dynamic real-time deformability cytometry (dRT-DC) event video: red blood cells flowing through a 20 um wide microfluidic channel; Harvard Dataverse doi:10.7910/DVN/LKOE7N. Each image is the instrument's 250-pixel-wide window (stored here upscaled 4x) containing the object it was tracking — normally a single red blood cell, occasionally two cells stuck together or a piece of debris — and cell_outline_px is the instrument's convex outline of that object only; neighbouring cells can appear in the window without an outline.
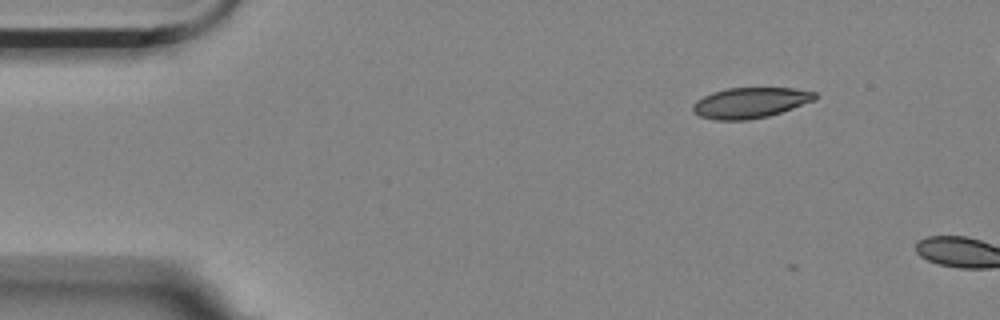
{"species": "Egyptian fruit bat (a non-hibernating species)", "species_latin": "Rousettus aegyptiacus", "temperature_condition": "room temperature", "stored_images_in_passage": 5, "camera_frame_rate_fps": 3000, "um_per_image_px": 0.085, "animal": {"sex": "female"}, "frame": {"image": 1, "passage_image": 3, "time_ms": 0.667, "image_size_px": [1000, 320], "cell_outline_px": [[816, 100], [768, 116], [748, 120], [716, 120], [700, 116], [692, 112], [692, 104], [696, 100], [712, 92], [728, 88], [792, 88], [816, 92]], "centroid_in_image_um": [63.74, 8.73], "position_along_channel_um": 21.3, "area_um2": 21.73}}